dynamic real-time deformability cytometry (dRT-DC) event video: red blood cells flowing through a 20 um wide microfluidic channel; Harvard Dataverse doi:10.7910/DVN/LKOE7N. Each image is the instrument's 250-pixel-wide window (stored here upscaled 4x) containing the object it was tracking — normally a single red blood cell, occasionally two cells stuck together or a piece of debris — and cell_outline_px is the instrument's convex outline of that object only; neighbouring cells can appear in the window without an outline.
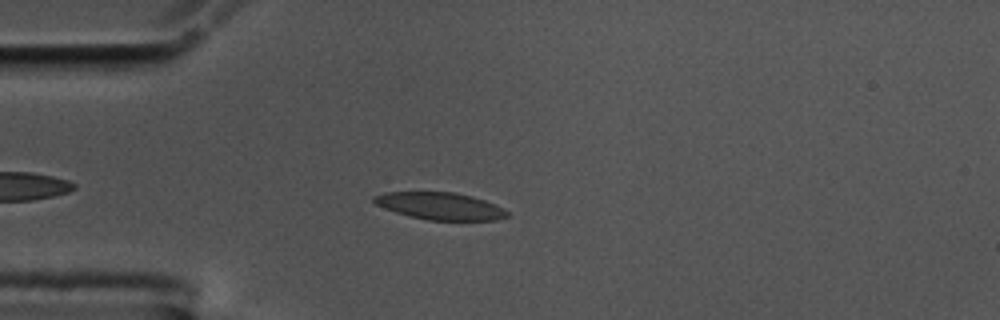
{"species": "common noctule bat (a hibernating species)", "species_latin": "Nyctalus noctula", "temperature_condition": "cold", "stored_images_in_passage": 46, "camera_frame_rate_fps": 3000, "um_per_image_px": 0.085, "animal": {"sex": "male", "body_mass_g": 17.5, "forearm_length_mm": 52.3}, "frame": {"image": 1, "passage_image": 7, "time_ms": 2.0, "image_size_px": [1000, 320], "cell_outline_px": [[508, 216], [496, 220], [428, 220], [408, 216], [384, 208], [376, 204], [372, 200], [372, 196], [384, 192], [456, 192], [472, 196], [484, 200], [504, 208], [508, 212]], "centroid_in_image_um": [37.39, 17.51], "position_along_channel_um": 47.6, "area_um2": 21.15}}
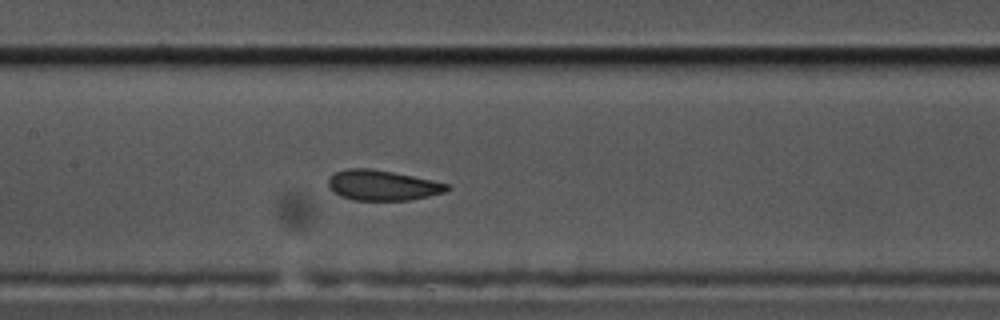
{"frame": {"image": 2, "passage_image": 19, "time_ms": 6.0, "image_size_px": [1000, 320], "cell_outline_px": [[452, 188], [444, 192], [428, 196], [408, 200], [352, 200], [340, 196], [332, 192], [328, 188], [328, 180], [336, 172], [348, 168], [368, 168], [392, 172], [452, 184]], "centroid_in_image_um": [32.51, 15.76], "position_along_channel_um": 174.9, "area_um2": 20.98}}
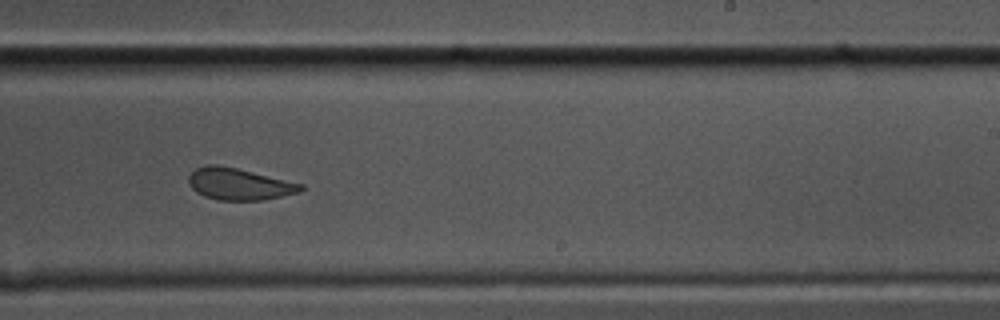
{"frame": {"image": 3, "passage_image": 27, "time_ms": 8.667, "image_size_px": [1000, 320], "cell_outline_px": [[304, 188], [300, 192], [264, 200], [216, 200], [204, 196], [196, 192], [188, 184], [188, 176], [196, 168], [208, 164], [216, 164], [236, 168], [304, 184]], "centroid_in_image_um": [20.31, 15.65], "position_along_channel_um": 268.7, "area_um2": 20.81}, "authors_computed_cell_mechanics": {"area_um2": 21.8484, "velocity_mm_per_s": 3.5274, "shape_relaxation_time_tau1_ms": 5.7308, "shape_relaxation_time_tau2_ms": 1.8578, "deformation_change_tau1": 0.1307, "deformation_change_tau2": 0.0665}}